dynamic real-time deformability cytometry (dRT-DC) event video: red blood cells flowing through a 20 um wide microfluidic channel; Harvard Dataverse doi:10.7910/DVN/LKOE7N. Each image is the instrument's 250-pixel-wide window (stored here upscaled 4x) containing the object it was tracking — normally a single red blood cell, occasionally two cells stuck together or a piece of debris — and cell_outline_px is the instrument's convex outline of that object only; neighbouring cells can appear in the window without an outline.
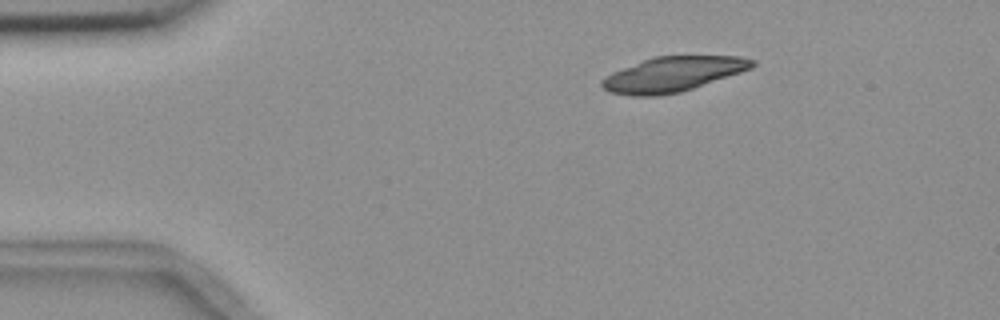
{"species": "common noctule bat (a hibernating species)", "species_latin": "Nyctalus noctula", "temperature_condition": "room temperature", "stored_images_in_passage": 3, "camera_frame_rate_fps": 3000, "um_per_image_px": 0.085, "animal": {"sex": "female", "body_mass_g": 18.4}, "frame": {"image": 1, "passage_image": 1, "time_ms": 0.0, "image_size_px": [1000, 320], "cell_outline_px": [[756, 64], [752, 68], [680, 92], [656, 96], [632, 96], [612, 92], [604, 88], [600, 84], [600, 80], [604, 76], [612, 72], [644, 60], [656, 56], [740, 56], [756, 60]], "centroid_in_image_um": [57.18, 6.3], "position_along_channel_um": 27.8, "area_um2": 30.23}}